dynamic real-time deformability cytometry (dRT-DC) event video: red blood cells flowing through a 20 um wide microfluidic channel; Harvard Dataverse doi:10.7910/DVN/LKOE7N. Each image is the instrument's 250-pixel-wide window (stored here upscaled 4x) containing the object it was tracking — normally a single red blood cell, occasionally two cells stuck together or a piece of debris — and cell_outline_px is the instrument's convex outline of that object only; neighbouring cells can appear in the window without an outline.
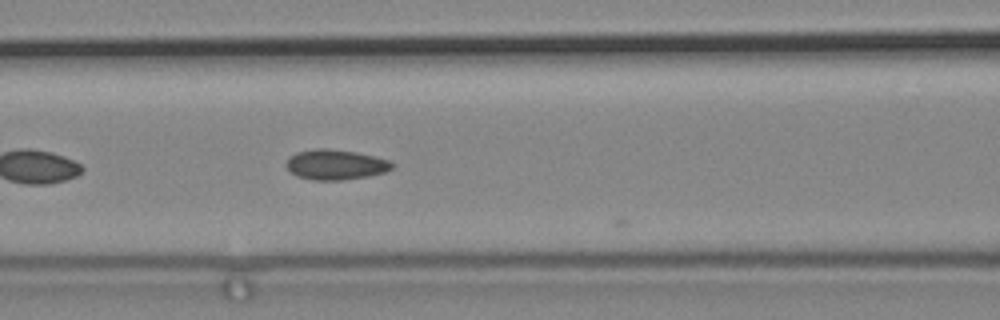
{"species": "common noctule bat (a hibernating species)", "species_latin": "Nyctalus noctula", "temperature_condition": "cold", "stored_images_in_passage": 12, "camera_frame_rate_fps": 3000, "um_per_image_px": 0.085, "animal": {"sex": "male", "body_mass_g": 19.2, "forearm_length_mm": 51.8}, "frame": {"image": 1, "passage_image": 10, "time_ms": 3.0, "image_size_px": [1000, 320], "cell_outline_px": [[396, 164], [392, 168], [384, 172], [368, 176], [344, 180], [312, 180], [296, 176], [284, 164], [288, 156], [296, 152], [316, 148], [324, 148], [356, 152], [376, 156], [388, 160]], "centroid_in_image_um": [28.5, 13.99], "position_along_channel_um": 138.1, "area_um2": 18.79}}